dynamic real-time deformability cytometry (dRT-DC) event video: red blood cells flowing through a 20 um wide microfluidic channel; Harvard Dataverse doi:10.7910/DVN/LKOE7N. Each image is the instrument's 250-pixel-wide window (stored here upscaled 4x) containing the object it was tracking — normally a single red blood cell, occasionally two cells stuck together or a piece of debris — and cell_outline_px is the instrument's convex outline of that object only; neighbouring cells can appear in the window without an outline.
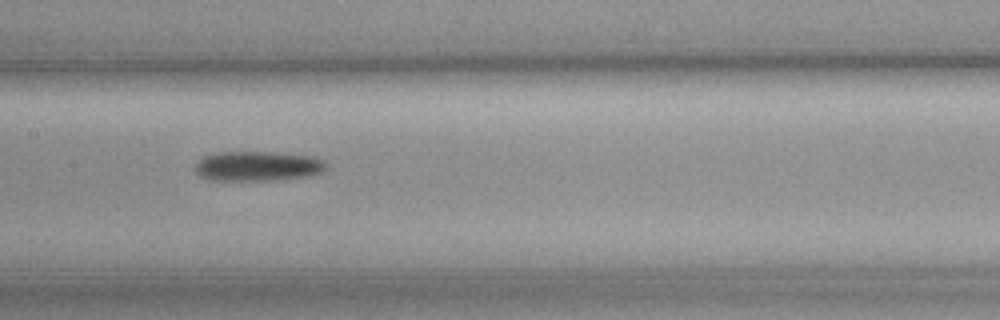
{"species": "common noctule bat (a hibernating species)", "species_latin": "Nyctalus noctula", "temperature_condition": "cold", "stored_images_in_passage": 42, "camera_frame_rate_fps": 3000, "um_per_image_px": 0.085, "animal": {"sex": "female", "body_mass_g": 19.3, "forearm_length_mm": 54.1}, "frame": {"image": 1, "passage_image": 13, "time_ms": 4.0, "image_size_px": [1000, 320], "cell_outline_px": [[328, 168], [320, 172], [308, 176], [276, 180], [212, 180], [200, 176], [196, 172], [196, 164], [204, 156], [216, 152], [272, 152], [316, 156]], "centroid_in_image_um": [21.9, 14.11], "position_along_channel_um": 185.5, "area_um2": 22.66}, "authors_computed_cell_mechanics": {"area_um2": 21.3282, "velocity_mm_per_s": 3.658, "shape_relaxation_time_tau1_ms": 4.3876, "shape_relaxation_time_tau2_ms": null, "deformation_change_tau1": 0.1334, "deformation_change_tau2": null}}